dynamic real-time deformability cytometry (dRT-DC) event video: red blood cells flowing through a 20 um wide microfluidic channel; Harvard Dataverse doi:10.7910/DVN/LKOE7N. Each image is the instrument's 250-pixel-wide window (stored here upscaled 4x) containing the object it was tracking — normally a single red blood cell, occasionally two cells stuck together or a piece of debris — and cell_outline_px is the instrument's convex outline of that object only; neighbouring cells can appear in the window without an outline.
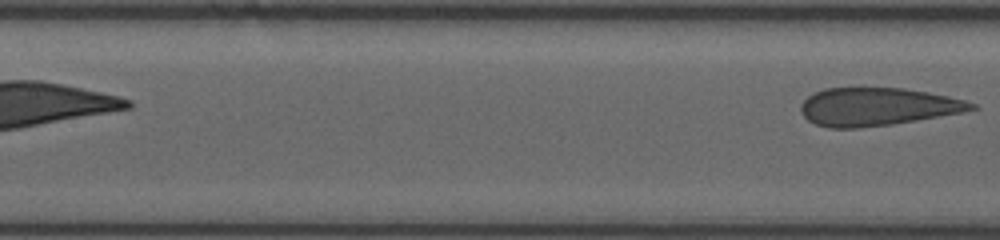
{"species": "human", "species_latin": "Homo sapiens", "temperature_condition": "room temperature", "stored_images_in_passage": 11, "segment_of_instrument_passage": [2, 2], "camera_frame_rate_fps": 3000, "um_per_image_px": 0.085, "donor": {"sex": "female"}, "frame": {"image": 1, "passage_image": 11, "time_ms": 4.667, "image_size_px": [1000, 240], "cell_outline_px": [[980, 108], [960, 112], [892, 124], [860, 128], [828, 128], [816, 124], [808, 120], [800, 112], [800, 104], [808, 96], [824, 88], [904, 88], [928, 92], [948, 96], [964, 100], [976, 104]], "centroid_in_image_um": [74.53, 9.07], "position_along_channel_um": 132.9, "area_um2": 37.57}}